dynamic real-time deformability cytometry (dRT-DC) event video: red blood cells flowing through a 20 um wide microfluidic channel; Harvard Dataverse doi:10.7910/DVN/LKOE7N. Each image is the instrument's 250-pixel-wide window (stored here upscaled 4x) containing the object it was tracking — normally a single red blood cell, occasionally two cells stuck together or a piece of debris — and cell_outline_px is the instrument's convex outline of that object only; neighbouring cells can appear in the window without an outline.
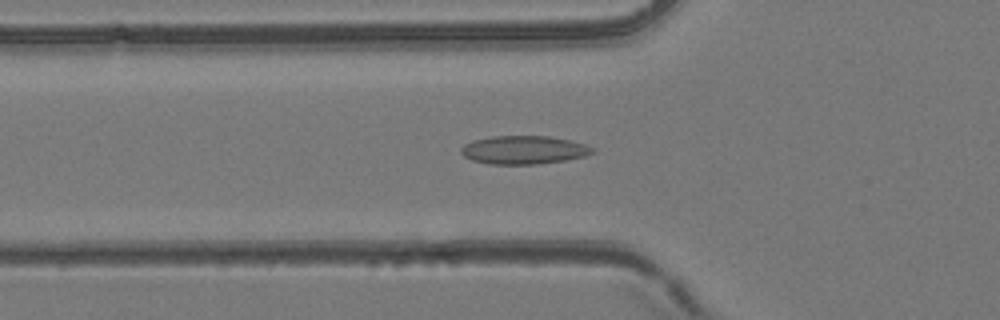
{"species": "common noctule bat (a hibernating species)", "species_latin": "Nyctalus noctula", "temperature_condition": "room temperature", "stored_images_in_passage": 41, "camera_frame_rate_fps": 3000, "um_per_image_px": 0.085, "animal": {"sex": "female", "body_mass_g": 24.6, "forearm_length_mm": 56.2}, "frame": {"image": 1, "passage_image": 8, "time_ms": 2.333, "image_size_px": [1000, 320], "cell_outline_px": [[596, 152], [584, 156], [564, 160], [536, 164], [488, 164], [472, 160], [464, 156], [460, 152], [460, 148], [464, 144], [472, 140], [492, 136], [548, 136], [568, 140], [584, 144], [596, 148]], "centroid_in_image_um": [44.5, 12.74], "position_along_channel_um": 81.3, "area_um2": 21.73}}
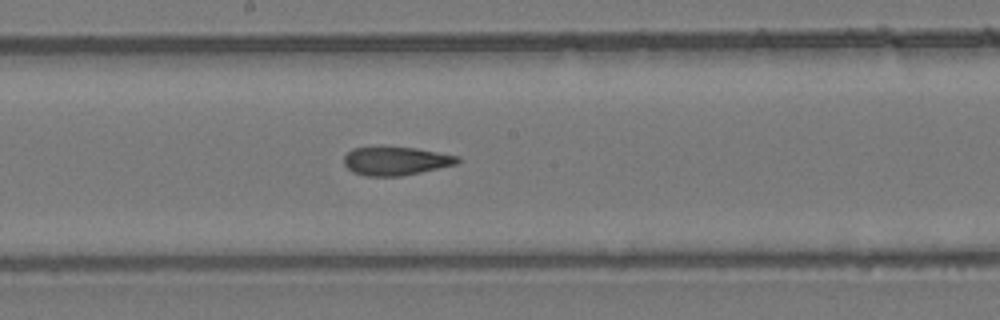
{"frame": {"image": 2, "passage_image": 18, "time_ms": 5.667, "image_size_px": [1000, 320], "cell_outline_px": [[460, 160], [456, 164], [420, 172], [400, 176], [364, 176], [352, 172], [344, 164], [344, 156], [352, 148], [416, 148], [460, 156]], "centroid_in_image_um": [33.64, 13.7], "position_along_channel_um": 214.6, "area_um2": 18.55}}
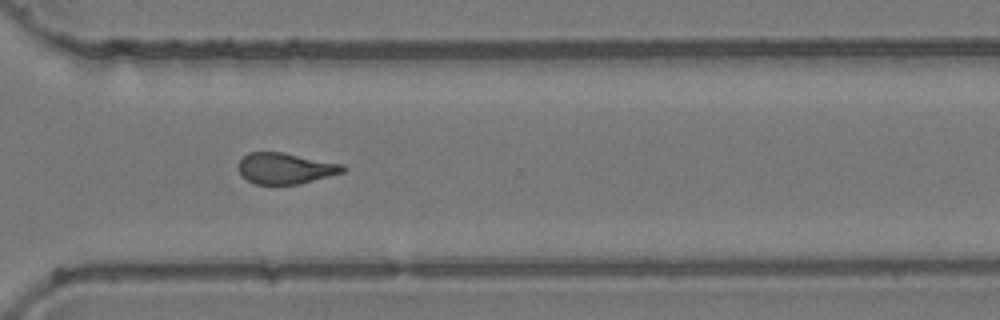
{"frame": {"image": 3, "passage_image": 28, "time_ms": 9.0, "image_size_px": [1000, 320], "cell_outline_px": [[348, 168], [344, 172], [300, 184], [256, 184], [240, 176], [240, 160], [248, 152], [284, 152], [344, 164]], "centroid_in_image_um": [24.3, 14.3], "position_along_channel_um": 346.3, "area_um2": 18.96}, "authors_computed_cell_mechanics": {"area_um2": 19.3052, "velocity_mm_per_s": 3.9574, "shape_relaxation_time_tau1_ms": null, "shape_relaxation_time_tau2_ms": 3.8347, "deformation_change_tau1": null, "deformation_change_tau2": 0.1144}}